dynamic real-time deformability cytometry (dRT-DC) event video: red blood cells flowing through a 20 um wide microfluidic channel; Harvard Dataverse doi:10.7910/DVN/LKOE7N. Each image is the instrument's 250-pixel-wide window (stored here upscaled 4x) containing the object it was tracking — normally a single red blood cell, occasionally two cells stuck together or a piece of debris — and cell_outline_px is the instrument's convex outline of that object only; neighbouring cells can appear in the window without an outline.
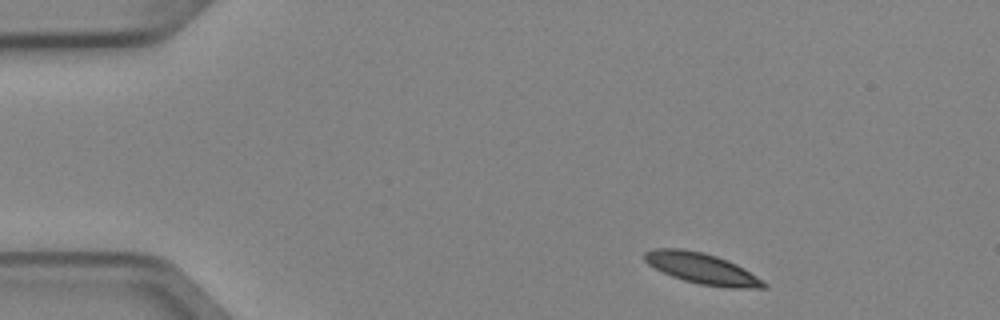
{"species": "Egyptian fruit bat (a non-hibernating species)", "species_latin": "Rousettus aegyptiacus", "temperature_condition": "cold", "stored_images_in_passage": 4, "camera_frame_rate_fps": 3000, "um_per_image_px": 0.085, "animal": {"sex": "female"}, "frame": {"image": 1, "passage_image": 1, "time_ms": 0.0, "image_size_px": [1000, 320], "cell_outline_px": [[768, 288], [728, 288], [700, 284], [684, 280], [672, 276], [648, 264], [644, 260], [644, 252], [652, 248], [684, 248], [704, 252], [728, 260], [744, 268], [764, 280], [768, 284]], "centroid_in_image_um": [59.7, 22.81], "position_along_channel_um": 25.3, "area_um2": 21.62}}
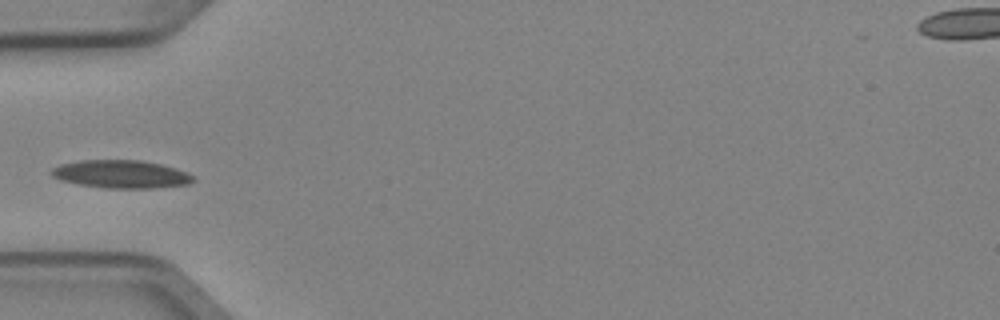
{"frame": {"image": 2, "passage_image": 4, "time_ms": 1.0, "image_size_px": [1000, 320], "cell_outline_px": [[196, 180], [188, 184], [152, 188], [104, 188], [80, 184], [60, 180], [52, 176], [48, 172], [52, 168], [60, 164], [80, 160], [144, 160], [176, 168], [192, 176]], "centroid_in_image_um": [10.25, 14.8], "position_along_channel_um": 74.7, "area_um2": 23.12}}